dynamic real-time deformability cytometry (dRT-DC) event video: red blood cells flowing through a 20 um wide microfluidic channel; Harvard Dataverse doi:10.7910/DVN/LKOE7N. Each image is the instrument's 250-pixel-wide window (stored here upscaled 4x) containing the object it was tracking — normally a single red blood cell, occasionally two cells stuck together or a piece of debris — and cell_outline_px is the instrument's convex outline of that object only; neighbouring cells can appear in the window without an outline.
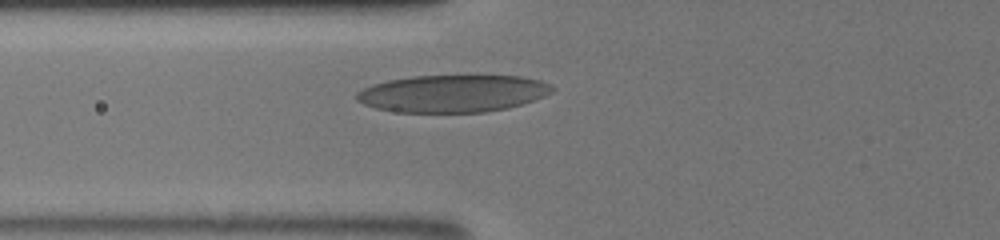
{"species": "human", "species_latin": "Homo sapiens", "temperature_condition": "room temperature", "stored_images_in_passage": 3, "camera_frame_rate_fps": 3000, "um_per_image_px": 0.085, "donor": {"sex": "male"}, "frame": {"image": 1, "passage_image": 3, "time_ms": 2.333, "image_size_px": [1000, 240], "cell_outline_px": [[556, 88], [552, 92], [544, 96], [508, 108], [484, 112], [396, 112], [376, 108], [364, 104], [356, 100], [356, 92], [372, 84], [388, 80], [412, 76], [520, 76], [540, 80], [552, 84]], "centroid_in_image_um": [38.48, 7.94], "position_along_channel_um": 87.3, "area_um2": 42.48}}